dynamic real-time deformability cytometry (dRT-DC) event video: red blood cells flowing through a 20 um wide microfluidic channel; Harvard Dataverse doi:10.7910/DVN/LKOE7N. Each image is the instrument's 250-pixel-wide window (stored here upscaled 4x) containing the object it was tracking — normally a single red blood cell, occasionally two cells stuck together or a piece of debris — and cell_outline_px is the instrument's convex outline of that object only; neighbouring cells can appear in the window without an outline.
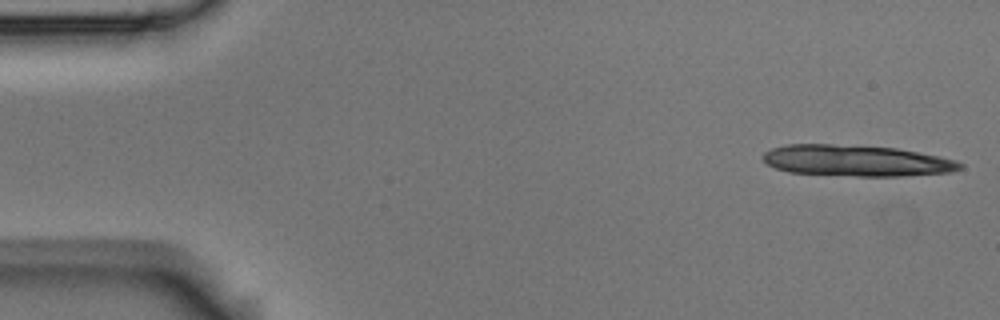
{"species": "Egyptian fruit bat (a non-hibernating species)", "species_latin": "Rousettus aegyptiacus", "temperature_condition": "room temperature", "stored_images_in_passage": 5, "camera_frame_rate_fps": 3000, "um_per_image_px": 0.085, "animal": {"sex": "male"}, "frame": {"image": 1, "passage_image": 1, "time_ms": 0.0, "image_size_px": [1000, 320], "cell_outline_px": [[964, 168], [952, 172], [900, 176], [856, 176], [788, 172], [776, 168], [768, 164], [764, 160], [764, 152], [772, 148], [788, 144], [832, 144], [896, 148], [940, 156], [956, 160], [964, 164]], "centroid_in_image_um": [72.84, 13.66], "position_along_channel_um": 12.2, "area_um2": 35.78}}
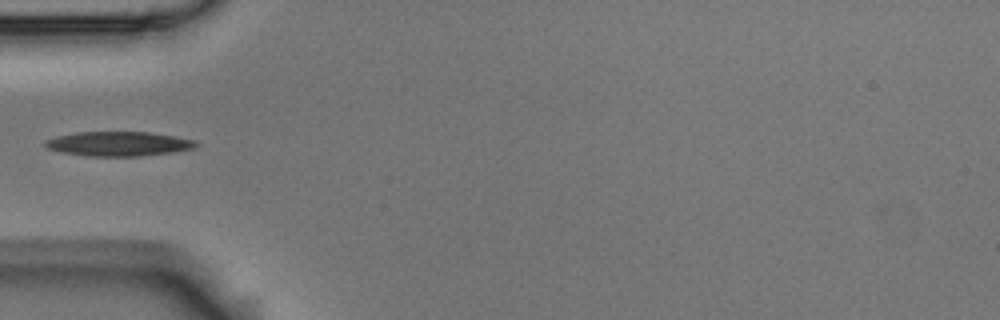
{"frame": {"image": 2, "passage_image": 5, "time_ms": 1.333, "image_size_px": [1000, 320], "cell_outline_px": [[200, 144], [192, 148], [176, 152], [140, 156], [88, 156], [64, 152], [48, 148], [44, 144], [44, 140], [56, 136], [76, 132], [148, 132], [196, 140]], "centroid_in_image_um": [10.09, 12.22], "position_along_channel_um": 74.9, "area_um2": 21.44}}